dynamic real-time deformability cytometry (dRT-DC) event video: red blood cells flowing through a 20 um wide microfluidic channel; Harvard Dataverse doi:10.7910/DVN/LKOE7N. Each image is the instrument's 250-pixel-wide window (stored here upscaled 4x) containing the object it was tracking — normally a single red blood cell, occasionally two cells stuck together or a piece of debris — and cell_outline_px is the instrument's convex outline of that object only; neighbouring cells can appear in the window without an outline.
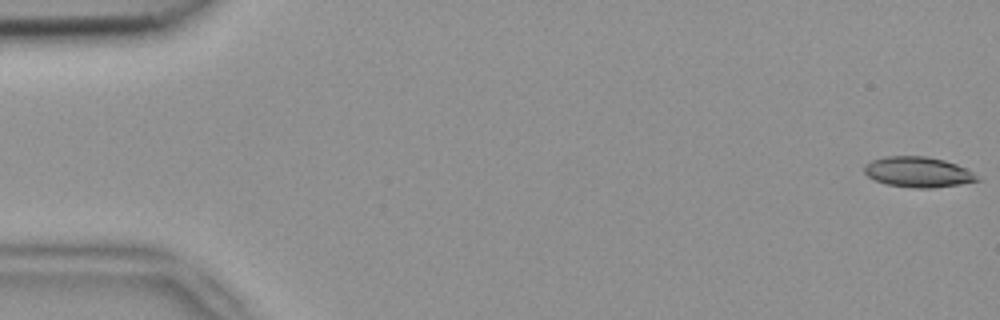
{"species": "common noctule bat (a hibernating species)", "species_latin": "Nyctalus noctula", "temperature_condition": "room temperature", "stored_images_in_passage": 6, "camera_frame_rate_fps": 3000, "um_per_image_px": 0.085, "animal": {"sex": "female", "body_mass_g": 18.4}, "frame": {"image": 1, "passage_image": 1, "time_ms": 0.0, "image_size_px": [1000, 320], "cell_outline_px": [[980, 180], [960, 184], [932, 188], [916, 188], [888, 184], [876, 180], [868, 176], [864, 172], [864, 164], [872, 160], [884, 156], [924, 156], [944, 160], [956, 164], [972, 172]], "centroid_in_image_um": [78.0, 14.61], "position_along_channel_um": 7.0, "area_um2": 19.77}}
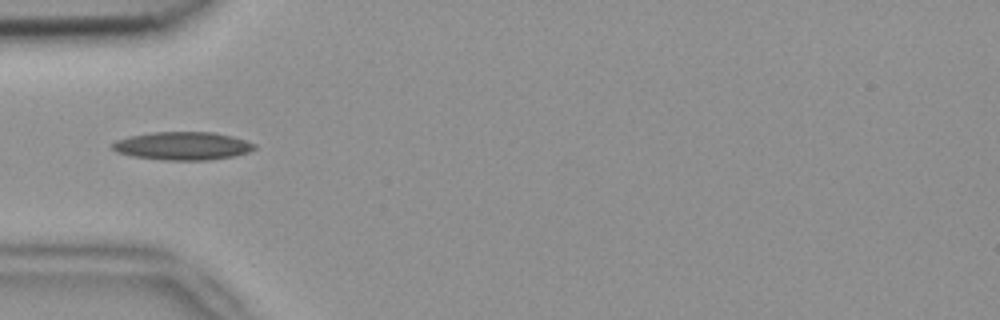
{"frame": {"image": 2, "passage_image": 5, "time_ms": 1.333, "image_size_px": [1000, 320], "cell_outline_px": [[256, 148], [248, 152], [232, 156], [208, 160], [164, 160], [132, 156], [116, 152], [112, 148], [112, 144], [116, 140], [128, 136], [152, 132], [212, 132], [232, 136], [256, 144]], "centroid_in_image_um": [15.5, 12.4], "position_along_channel_um": 69.5, "area_um2": 23.24}}